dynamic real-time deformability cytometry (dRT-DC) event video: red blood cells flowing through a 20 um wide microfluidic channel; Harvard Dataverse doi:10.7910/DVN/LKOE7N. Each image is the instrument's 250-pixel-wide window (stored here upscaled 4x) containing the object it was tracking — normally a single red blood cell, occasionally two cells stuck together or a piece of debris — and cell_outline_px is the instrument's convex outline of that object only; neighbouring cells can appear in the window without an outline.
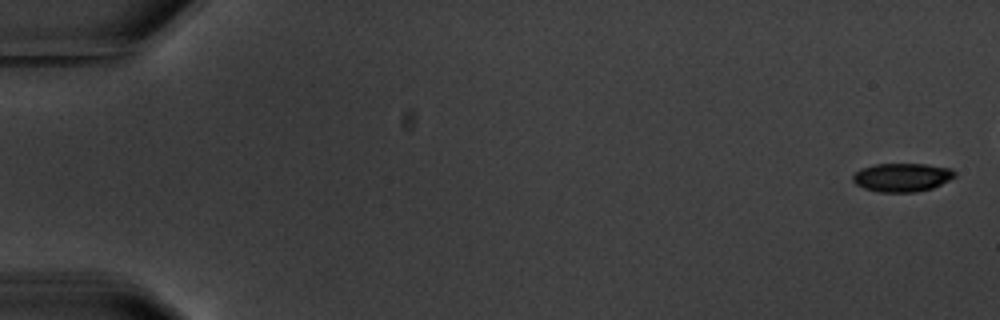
{"species": "common noctule bat (a hibernating species)", "species_latin": "Nyctalus noctula", "temperature_condition": "warm", "stored_images_in_passage": 8, "segment_of_instrument_passage": [1, 2], "camera_frame_rate_fps": 3000, "um_per_image_px": 0.085, "animal": {"sex": "male", "body_mass_g": 20.1, "forearm_length_mm": 53.5}, "frame": {"image": 1, "passage_image": 1, "time_ms": 0.0, "image_size_px": [1000, 320], "cell_outline_px": [[956, 176], [932, 188], [916, 192], [880, 192], [864, 188], [856, 184], [852, 180], [852, 176], [860, 168], [876, 164], [928, 164], [952, 168], [956, 172]], "centroid_in_image_um": [76.68, 15.06], "position_along_channel_um": 8.3, "area_um2": 16.99}}
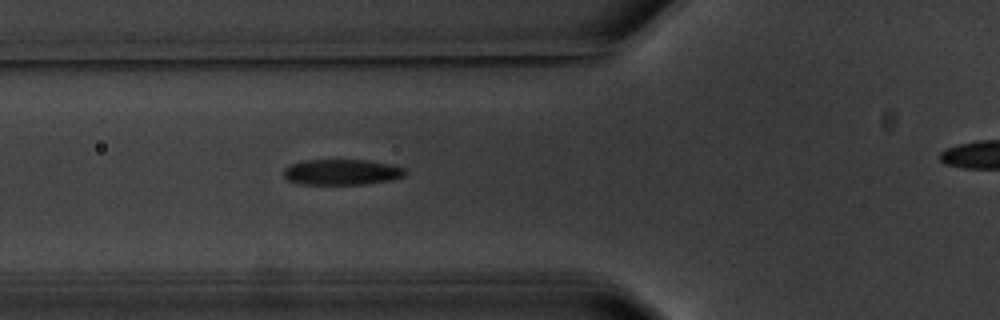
{"frame": {"image": 2, "passage_image": 7, "time_ms": 7.0, "image_size_px": [1000, 320], "cell_outline_px": [[408, 172], [404, 176], [392, 180], [364, 184], [300, 184], [288, 180], [284, 176], [284, 168], [292, 164], [308, 160], [368, 160], [392, 164], [404, 168]], "centroid_in_image_um": [29.1, 14.63], "position_along_channel_um": 96.7, "area_um2": 18.21}}